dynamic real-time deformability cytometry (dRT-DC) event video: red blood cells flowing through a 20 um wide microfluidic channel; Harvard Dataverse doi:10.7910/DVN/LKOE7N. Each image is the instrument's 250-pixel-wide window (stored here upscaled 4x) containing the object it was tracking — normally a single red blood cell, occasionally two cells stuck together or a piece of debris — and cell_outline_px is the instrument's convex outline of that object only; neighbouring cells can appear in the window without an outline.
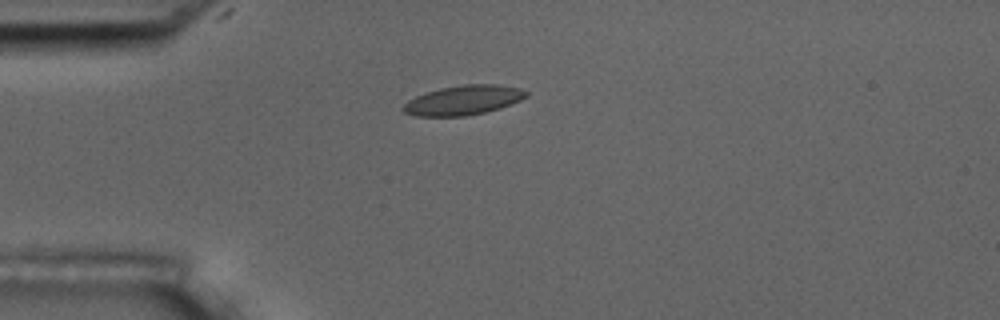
{"species": "common noctule bat (a hibernating species)", "species_latin": "Nyctalus noctula", "temperature_condition": "room temperature", "stored_images_in_passage": 7, "camera_frame_rate_fps": 3000, "um_per_image_px": 0.085, "animal": {"sex": "male", "body_mass_g": 17.5, "forearm_length_mm": 52.3}, "frame": {"image": 1, "passage_image": 1, "time_ms": 0.0, "image_size_px": [1000, 320], "cell_outline_px": [[528, 96], [512, 104], [500, 108], [468, 116], [416, 116], [404, 112], [400, 108], [408, 100], [416, 96], [440, 88], [464, 84], [496, 84], [520, 88], [528, 92]], "centroid_in_image_um": [39.39, 8.52], "position_along_channel_um": 45.6, "area_um2": 21.21}}
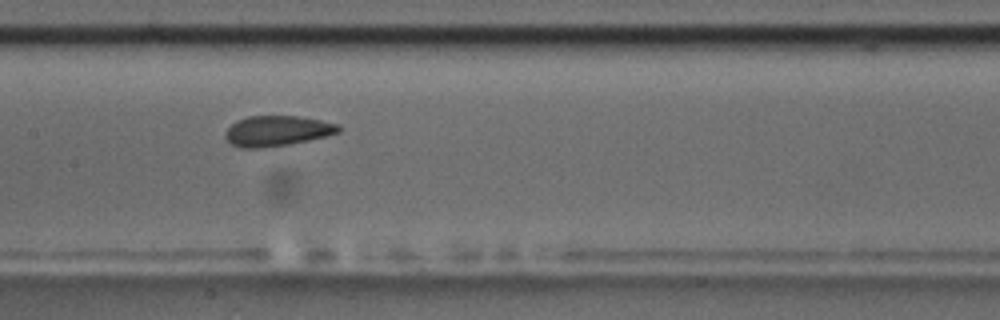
{"frame": {"image": 2, "passage_image": 5, "time_ms": 4.333, "image_size_px": [1000, 320], "cell_outline_px": [[340, 132], [328, 136], [288, 144], [260, 148], [240, 148], [232, 144], [224, 136], [224, 132], [236, 120], [248, 116], [296, 116], [320, 120], [336, 124], [340, 128]], "centroid_in_image_um": [23.52, 11.13], "position_along_channel_um": 183.9, "area_um2": 19.94}}